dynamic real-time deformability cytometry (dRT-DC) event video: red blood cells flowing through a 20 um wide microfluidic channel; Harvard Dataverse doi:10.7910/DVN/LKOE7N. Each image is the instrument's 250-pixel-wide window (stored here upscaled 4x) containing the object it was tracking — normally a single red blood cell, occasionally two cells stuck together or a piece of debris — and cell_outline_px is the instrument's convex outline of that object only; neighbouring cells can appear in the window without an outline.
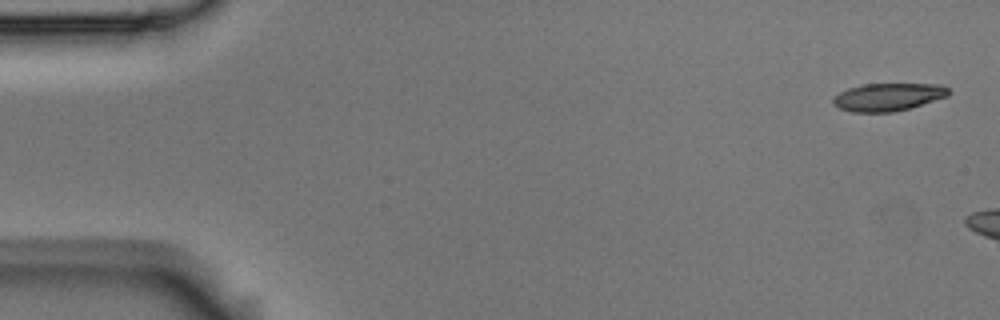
{"species": "Egyptian fruit bat (a non-hibernating species)", "species_latin": "Rousettus aegyptiacus", "temperature_condition": "room temperature", "stored_images_in_passage": 3, "camera_frame_rate_fps": 3000, "um_per_image_px": 0.085, "animal": {"sex": "male"}, "frame": {"image": 1, "passage_image": 1, "time_ms": 0.0, "image_size_px": [1000, 320], "cell_outline_px": [[952, 92], [948, 96], [908, 108], [892, 112], [852, 112], [840, 108], [832, 104], [832, 100], [840, 92], [848, 88], [860, 84], [944, 84]], "centroid_in_image_um": [75.5, 8.23], "position_along_channel_um": 9.5, "area_um2": 18.67}}